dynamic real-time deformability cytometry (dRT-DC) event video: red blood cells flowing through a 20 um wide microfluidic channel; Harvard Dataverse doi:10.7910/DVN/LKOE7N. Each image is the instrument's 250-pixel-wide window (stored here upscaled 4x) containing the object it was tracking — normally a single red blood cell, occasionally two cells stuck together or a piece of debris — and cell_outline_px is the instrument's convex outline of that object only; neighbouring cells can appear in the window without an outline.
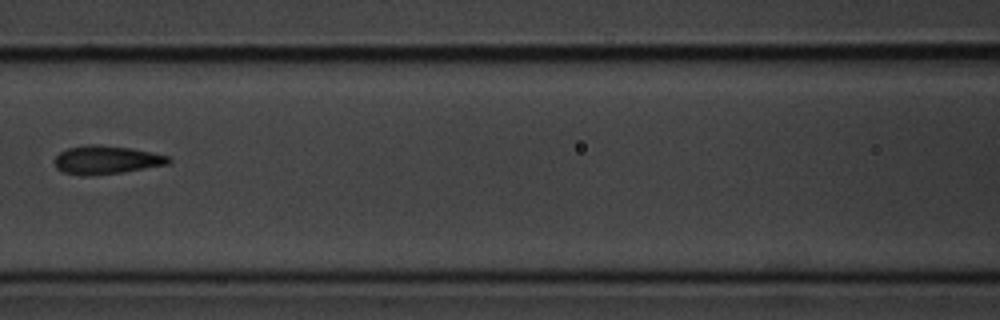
{"species": "common noctule bat (a hibernating species)", "species_latin": "Nyctalus noctula", "temperature_condition": "cold", "stored_images_in_passage": 7, "camera_frame_rate_fps": 3000, "um_per_image_px": 0.085, "animal": {"sex": "male", "body_mass_g": 20.1, "forearm_length_mm": 53.5}, "frame": {"image": 1, "passage_image": 7, "time_ms": 7.667, "image_size_px": [1000, 320], "cell_outline_px": [[172, 160], [168, 164], [124, 172], [88, 176], [64, 172], [56, 168], [52, 160], [60, 152], [68, 148], [88, 144], [100, 144], [132, 148], [152, 152], [168, 156]], "centroid_in_image_um": [9.02, 13.58], "position_along_channel_um": 157.6, "area_um2": 19.02}}